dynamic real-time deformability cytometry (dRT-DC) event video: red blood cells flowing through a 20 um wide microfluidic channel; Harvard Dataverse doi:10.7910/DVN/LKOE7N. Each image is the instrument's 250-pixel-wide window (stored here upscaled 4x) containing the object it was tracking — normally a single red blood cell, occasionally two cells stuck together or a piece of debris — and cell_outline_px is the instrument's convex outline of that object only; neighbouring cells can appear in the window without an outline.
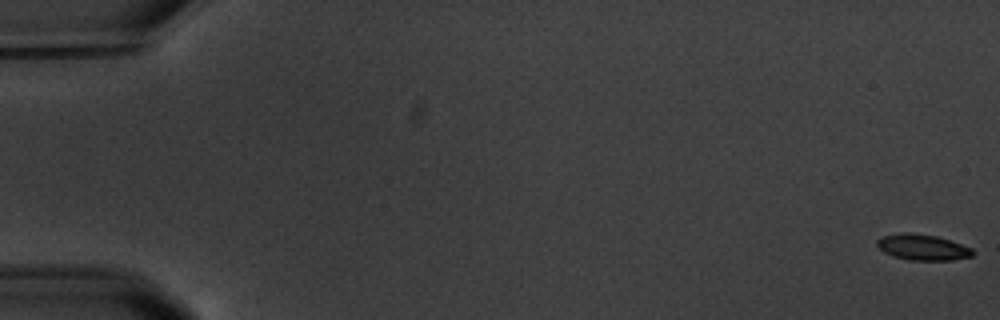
{"species": "common noctule bat (a hibernating species)", "species_latin": "Nyctalus noctula", "temperature_condition": "warm", "stored_images_in_passage": 6, "camera_frame_rate_fps": 3000, "um_per_image_px": 0.085, "animal": {"sex": "male", "body_mass_g": 20.1, "forearm_length_mm": 53.5}, "frame": {"image": 1, "passage_image": 1, "time_ms": 0.0, "image_size_px": [1000, 320], "cell_outline_px": [[976, 252], [972, 256], [952, 260], [908, 260], [892, 256], [884, 252], [876, 244], [876, 240], [880, 236], [900, 232], [908, 232], [936, 236], [972, 248]], "centroid_in_image_um": [78.39, 21.01], "position_along_channel_um": 6.6, "area_um2": 14.51}}